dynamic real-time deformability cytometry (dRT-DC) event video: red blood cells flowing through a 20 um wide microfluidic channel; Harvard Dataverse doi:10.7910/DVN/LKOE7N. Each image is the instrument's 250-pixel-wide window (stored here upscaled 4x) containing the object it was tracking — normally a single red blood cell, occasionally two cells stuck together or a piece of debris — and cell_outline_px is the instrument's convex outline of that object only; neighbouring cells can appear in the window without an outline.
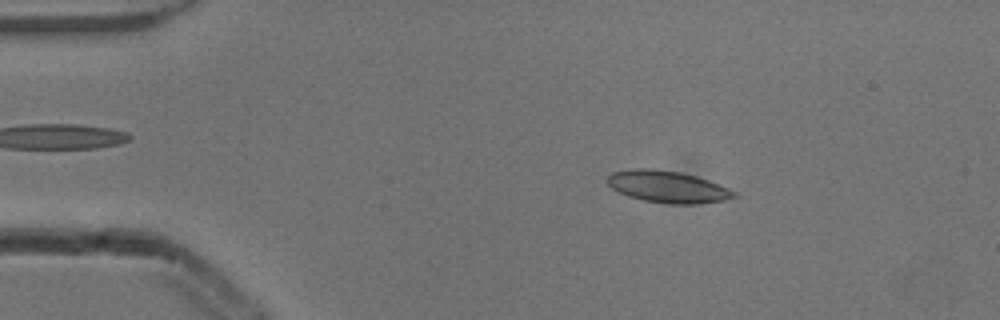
{"species": "common noctule bat (a hibernating species)", "species_latin": "Nyctalus noctula", "temperature_condition": "cold", "stored_images_in_passage": 16, "camera_frame_rate_fps": 3000, "um_per_image_px": 0.085, "animal": {"sex": "male", "body_mass_g": 13.3}, "frame": {"image": 1, "passage_image": 7, "time_ms": 2.0, "image_size_px": [1000, 320], "cell_outline_px": [[740, 196], [724, 200], [696, 204], [672, 204], [644, 200], [628, 196], [612, 188], [608, 184], [608, 176], [612, 172], [628, 168], [648, 168], [680, 172], [696, 176], [708, 180], [728, 188], [736, 192]], "centroid_in_image_um": [56.76, 15.87], "position_along_channel_um": 28.2, "area_um2": 23.47}}
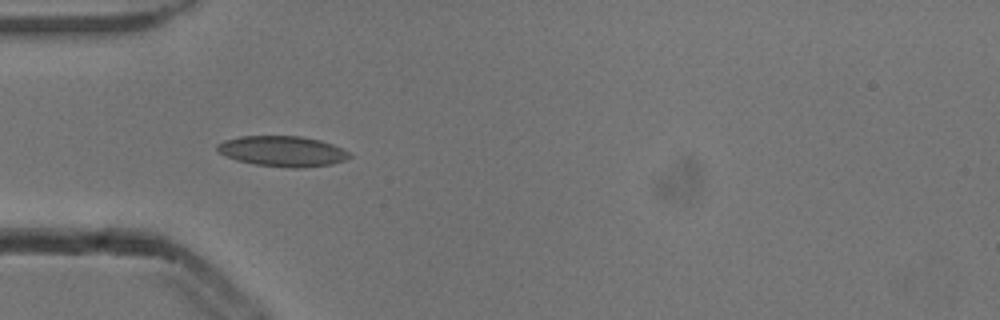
{"frame": {"image": 2, "passage_image": 14, "time_ms": 4.333, "image_size_px": [1000, 320], "cell_outline_px": [[352, 156], [344, 160], [332, 164], [300, 168], [292, 168], [256, 164], [236, 160], [216, 152], [216, 144], [224, 140], [240, 136], [300, 136], [320, 140], [332, 144], [348, 152]], "centroid_in_image_um": [23.97, 12.85], "position_along_channel_um": 61.0, "area_um2": 23.47}}